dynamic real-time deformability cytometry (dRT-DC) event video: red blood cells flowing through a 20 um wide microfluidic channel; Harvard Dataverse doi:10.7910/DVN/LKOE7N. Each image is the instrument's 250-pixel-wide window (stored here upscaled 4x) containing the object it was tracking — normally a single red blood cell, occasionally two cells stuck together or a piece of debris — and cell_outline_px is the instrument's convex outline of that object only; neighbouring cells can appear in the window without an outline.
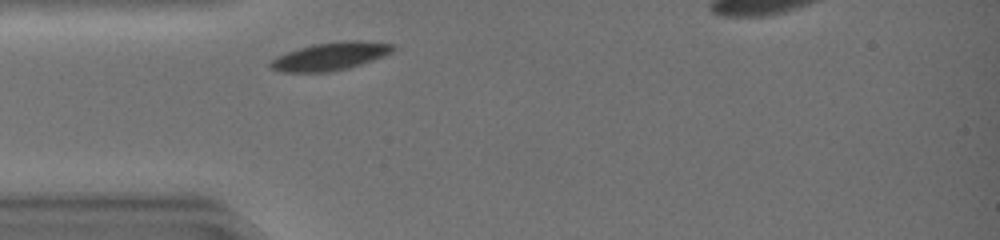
{"species": "common noctule bat (a hibernating species)", "species_latin": "Nyctalus noctula", "temperature_condition": "warm", "stored_images_in_passage": 29, "segment_of_instrument_passage": [1, 2], "camera_frame_rate_fps": 3000, "um_per_image_px": 0.085, "animal": {"sex": "female", "body_mass_g": 19.0, "forearm_length_mm": 51.5}, "frame": {"image": 1, "passage_image": 1, "time_ms": 0.0, "image_size_px": [1000, 240], "cell_outline_px": [[396, 48], [392, 52], [384, 56], [348, 68], [332, 72], [280, 72], [272, 68], [268, 64], [276, 56], [312, 44], [344, 40], [360, 40], [396, 44]], "centroid_in_image_um": [28.11, 4.77], "position_along_channel_um": 56.9, "area_um2": 20.06}}
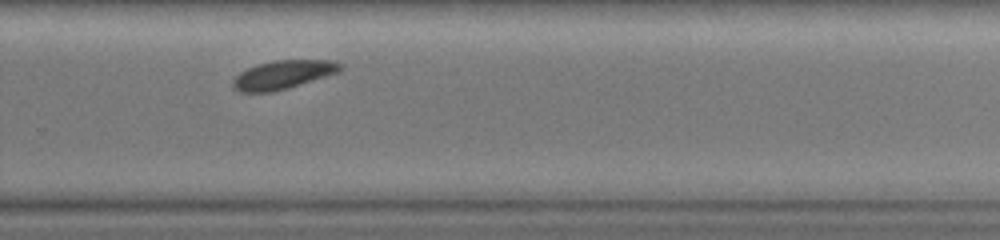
{"frame": {"image": 2, "passage_image": 19, "time_ms": 6.0, "image_size_px": [1000, 240], "cell_outline_px": [[344, 64], [340, 72], [288, 88], [272, 92], [240, 92], [232, 88], [232, 80], [240, 72], [248, 68], [260, 64], [276, 60], [332, 60]], "centroid_in_image_um": [24.08, 6.35], "position_along_channel_um": 305.7, "area_um2": 17.92}}
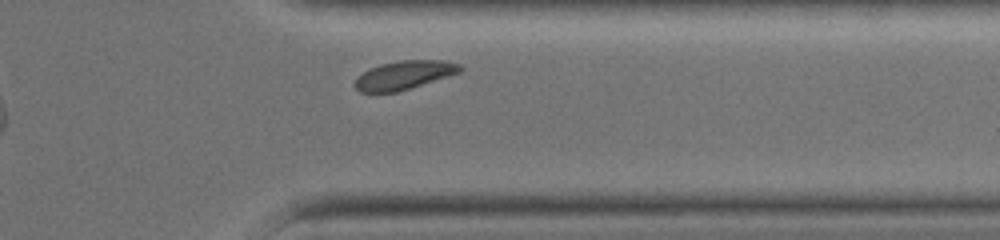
{"frame": {"image": 3, "passage_image": 24, "time_ms": 7.667, "image_size_px": [1000, 240], "cell_outline_px": [[464, 68], [460, 72], [448, 76], [396, 92], [360, 92], [356, 88], [356, 76], [380, 64], [400, 60], [440, 60], [460, 64]], "centroid_in_image_um": [34.36, 6.37], "position_along_channel_um": 377.0, "area_um2": 17.22}}